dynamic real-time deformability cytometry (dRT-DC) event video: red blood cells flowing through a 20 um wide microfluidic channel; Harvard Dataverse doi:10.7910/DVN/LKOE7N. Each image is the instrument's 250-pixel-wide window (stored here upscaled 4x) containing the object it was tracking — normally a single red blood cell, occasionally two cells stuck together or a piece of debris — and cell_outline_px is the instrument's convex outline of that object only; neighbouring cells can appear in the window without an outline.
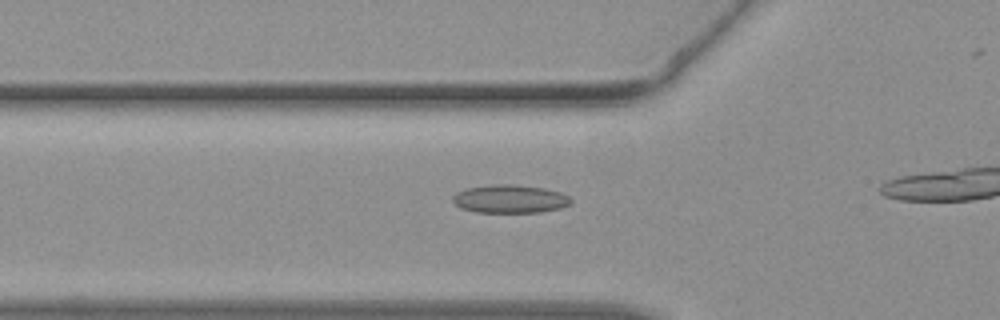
{"species": "common noctule bat (a hibernating species)", "species_latin": "Nyctalus noctula", "temperature_condition": "warm", "stored_images_in_passage": 18, "camera_frame_rate_fps": 3000, "um_per_image_px": 0.085, "animal": {"sex": "female", "body_mass_g": 19.3, "forearm_length_mm": 54.1}, "frame": {"image": 1, "passage_image": 11, "time_ms": 3.333, "image_size_px": [1000, 320], "cell_outline_px": [[572, 200], [568, 204], [560, 208], [540, 212], [476, 212], [460, 208], [452, 200], [452, 196], [456, 192], [468, 188], [492, 184], [512, 184], [544, 188], [560, 192], [568, 196]], "centroid_in_image_um": [43.32, 16.9], "position_along_channel_um": 82.5, "area_um2": 19.36}}
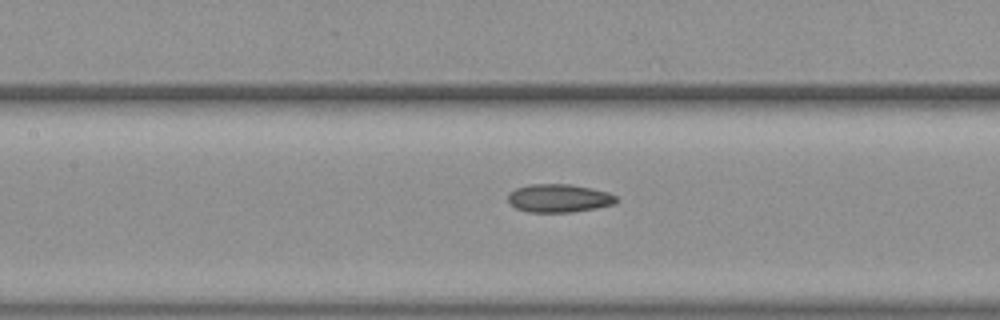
{"frame": {"image": 2, "passage_image": 16, "time_ms": 5.0, "image_size_px": [1000, 320], "cell_outline_px": [[616, 204], [596, 208], [572, 212], [528, 212], [516, 208], [508, 200], [508, 192], [516, 188], [532, 184], [572, 184], [592, 188], [608, 192], [616, 196]], "centroid_in_image_um": [47.52, 16.84], "position_along_channel_um": 159.9, "area_um2": 17.86}}